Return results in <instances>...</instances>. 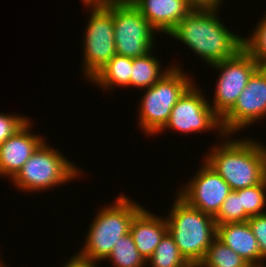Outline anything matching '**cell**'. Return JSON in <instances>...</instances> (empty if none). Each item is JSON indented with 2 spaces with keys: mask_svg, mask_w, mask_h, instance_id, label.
<instances>
[{
  "mask_svg": "<svg viewBox=\"0 0 266 267\" xmlns=\"http://www.w3.org/2000/svg\"><path fill=\"white\" fill-rule=\"evenodd\" d=\"M218 13L193 9L167 35L185 44L207 65L232 58L243 48V37L233 34Z\"/></svg>",
  "mask_w": 266,
  "mask_h": 267,
  "instance_id": "cell-1",
  "label": "cell"
},
{
  "mask_svg": "<svg viewBox=\"0 0 266 267\" xmlns=\"http://www.w3.org/2000/svg\"><path fill=\"white\" fill-rule=\"evenodd\" d=\"M218 137L222 143L213 145L204 161L232 191L255 186L266 178V146L263 143L246 137L232 140L228 134Z\"/></svg>",
  "mask_w": 266,
  "mask_h": 267,
  "instance_id": "cell-2",
  "label": "cell"
},
{
  "mask_svg": "<svg viewBox=\"0 0 266 267\" xmlns=\"http://www.w3.org/2000/svg\"><path fill=\"white\" fill-rule=\"evenodd\" d=\"M139 204L123 194L112 205L99 209L87 229L85 245L76 254L97 264L107 259L118 238L130 232L134 217L144 208Z\"/></svg>",
  "mask_w": 266,
  "mask_h": 267,
  "instance_id": "cell-3",
  "label": "cell"
},
{
  "mask_svg": "<svg viewBox=\"0 0 266 267\" xmlns=\"http://www.w3.org/2000/svg\"><path fill=\"white\" fill-rule=\"evenodd\" d=\"M166 217L168 232L173 237L180 253L197 267L204 259L208 247L217 235L213 216L190 206L178 194Z\"/></svg>",
  "mask_w": 266,
  "mask_h": 267,
  "instance_id": "cell-4",
  "label": "cell"
},
{
  "mask_svg": "<svg viewBox=\"0 0 266 267\" xmlns=\"http://www.w3.org/2000/svg\"><path fill=\"white\" fill-rule=\"evenodd\" d=\"M44 140L19 172L11 179L14 187L25 192L45 191L72 182L82 171L63 153Z\"/></svg>",
  "mask_w": 266,
  "mask_h": 267,
  "instance_id": "cell-5",
  "label": "cell"
},
{
  "mask_svg": "<svg viewBox=\"0 0 266 267\" xmlns=\"http://www.w3.org/2000/svg\"><path fill=\"white\" fill-rule=\"evenodd\" d=\"M176 63L159 81L144 89L139 105L138 126L148 135H157L170 118L182 94L195 83Z\"/></svg>",
  "mask_w": 266,
  "mask_h": 267,
  "instance_id": "cell-6",
  "label": "cell"
},
{
  "mask_svg": "<svg viewBox=\"0 0 266 267\" xmlns=\"http://www.w3.org/2000/svg\"><path fill=\"white\" fill-rule=\"evenodd\" d=\"M91 14L84 28V79L90 81L115 55L113 1H82ZM84 71V72H83Z\"/></svg>",
  "mask_w": 266,
  "mask_h": 267,
  "instance_id": "cell-7",
  "label": "cell"
},
{
  "mask_svg": "<svg viewBox=\"0 0 266 267\" xmlns=\"http://www.w3.org/2000/svg\"><path fill=\"white\" fill-rule=\"evenodd\" d=\"M113 21L116 54L136 58L154 48L158 32L130 1H113Z\"/></svg>",
  "mask_w": 266,
  "mask_h": 267,
  "instance_id": "cell-8",
  "label": "cell"
},
{
  "mask_svg": "<svg viewBox=\"0 0 266 267\" xmlns=\"http://www.w3.org/2000/svg\"><path fill=\"white\" fill-rule=\"evenodd\" d=\"M211 67L220 73L214 88V101L210 106L222 118L235 105L259 64L242 48L232 58L219 61Z\"/></svg>",
  "mask_w": 266,
  "mask_h": 267,
  "instance_id": "cell-9",
  "label": "cell"
},
{
  "mask_svg": "<svg viewBox=\"0 0 266 267\" xmlns=\"http://www.w3.org/2000/svg\"><path fill=\"white\" fill-rule=\"evenodd\" d=\"M201 89L192 84L178 99L171 110L170 118L159 134L168 129L180 133H201L208 130H218L224 136L221 118L210 106ZM220 130V131H219Z\"/></svg>",
  "mask_w": 266,
  "mask_h": 267,
  "instance_id": "cell-10",
  "label": "cell"
},
{
  "mask_svg": "<svg viewBox=\"0 0 266 267\" xmlns=\"http://www.w3.org/2000/svg\"><path fill=\"white\" fill-rule=\"evenodd\" d=\"M265 117L266 68L259 67L250 77L235 105L221 118V125L226 135L233 136Z\"/></svg>",
  "mask_w": 266,
  "mask_h": 267,
  "instance_id": "cell-11",
  "label": "cell"
},
{
  "mask_svg": "<svg viewBox=\"0 0 266 267\" xmlns=\"http://www.w3.org/2000/svg\"><path fill=\"white\" fill-rule=\"evenodd\" d=\"M200 165L188 184L179 188L178 195L190 206L214 217L232 190L205 161Z\"/></svg>",
  "mask_w": 266,
  "mask_h": 267,
  "instance_id": "cell-12",
  "label": "cell"
},
{
  "mask_svg": "<svg viewBox=\"0 0 266 267\" xmlns=\"http://www.w3.org/2000/svg\"><path fill=\"white\" fill-rule=\"evenodd\" d=\"M32 122L28 120L18 131L0 145V176L10 180L44 141L43 136L33 134Z\"/></svg>",
  "mask_w": 266,
  "mask_h": 267,
  "instance_id": "cell-13",
  "label": "cell"
},
{
  "mask_svg": "<svg viewBox=\"0 0 266 267\" xmlns=\"http://www.w3.org/2000/svg\"><path fill=\"white\" fill-rule=\"evenodd\" d=\"M159 33L167 35L193 8L188 0H129Z\"/></svg>",
  "mask_w": 266,
  "mask_h": 267,
  "instance_id": "cell-14",
  "label": "cell"
},
{
  "mask_svg": "<svg viewBox=\"0 0 266 267\" xmlns=\"http://www.w3.org/2000/svg\"><path fill=\"white\" fill-rule=\"evenodd\" d=\"M149 211L144 207L134 217L129 232L137 250L146 261L168 232L166 218L157 216Z\"/></svg>",
  "mask_w": 266,
  "mask_h": 267,
  "instance_id": "cell-15",
  "label": "cell"
},
{
  "mask_svg": "<svg viewBox=\"0 0 266 267\" xmlns=\"http://www.w3.org/2000/svg\"><path fill=\"white\" fill-rule=\"evenodd\" d=\"M216 237L248 263H264L258 241L248 221L217 225Z\"/></svg>",
  "mask_w": 266,
  "mask_h": 267,
  "instance_id": "cell-16",
  "label": "cell"
},
{
  "mask_svg": "<svg viewBox=\"0 0 266 267\" xmlns=\"http://www.w3.org/2000/svg\"><path fill=\"white\" fill-rule=\"evenodd\" d=\"M133 58L116 54L89 82L102 90L130 87Z\"/></svg>",
  "mask_w": 266,
  "mask_h": 267,
  "instance_id": "cell-17",
  "label": "cell"
},
{
  "mask_svg": "<svg viewBox=\"0 0 266 267\" xmlns=\"http://www.w3.org/2000/svg\"><path fill=\"white\" fill-rule=\"evenodd\" d=\"M151 50L144 56L133 58L132 71L130 75V88L146 89L159 81L169 70L173 64L162 68L159 59L152 54ZM172 65V66H171ZM162 70V71H161Z\"/></svg>",
  "mask_w": 266,
  "mask_h": 267,
  "instance_id": "cell-18",
  "label": "cell"
},
{
  "mask_svg": "<svg viewBox=\"0 0 266 267\" xmlns=\"http://www.w3.org/2000/svg\"><path fill=\"white\" fill-rule=\"evenodd\" d=\"M148 267H193L180 253L173 237L167 232L146 261Z\"/></svg>",
  "mask_w": 266,
  "mask_h": 267,
  "instance_id": "cell-19",
  "label": "cell"
},
{
  "mask_svg": "<svg viewBox=\"0 0 266 267\" xmlns=\"http://www.w3.org/2000/svg\"><path fill=\"white\" fill-rule=\"evenodd\" d=\"M113 267H146V260L136 248L130 233L118 238L107 257Z\"/></svg>",
  "mask_w": 266,
  "mask_h": 267,
  "instance_id": "cell-20",
  "label": "cell"
},
{
  "mask_svg": "<svg viewBox=\"0 0 266 267\" xmlns=\"http://www.w3.org/2000/svg\"><path fill=\"white\" fill-rule=\"evenodd\" d=\"M248 262L217 237L197 267H244Z\"/></svg>",
  "mask_w": 266,
  "mask_h": 267,
  "instance_id": "cell-21",
  "label": "cell"
},
{
  "mask_svg": "<svg viewBox=\"0 0 266 267\" xmlns=\"http://www.w3.org/2000/svg\"><path fill=\"white\" fill-rule=\"evenodd\" d=\"M235 191L241 197V209L249 217L266 213V178L260 184Z\"/></svg>",
  "mask_w": 266,
  "mask_h": 267,
  "instance_id": "cell-22",
  "label": "cell"
},
{
  "mask_svg": "<svg viewBox=\"0 0 266 267\" xmlns=\"http://www.w3.org/2000/svg\"><path fill=\"white\" fill-rule=\"evenodd\" d=\"M250 36H243V48L257 61L259 67L266 68V15L256 25Z\"/></svg>",
  "mask_w": 266,
  "mask_h": 267,
  "instance_id": "cell-23",
  "label": "cell"
},
{
  "mask_svg": "<svg viewBox=\"0 0 266 267\" xmlns=\"http://www.w3.org/2000/svg\"><path fill=\"white\" fill-rule=\"evenodd\" d=\"M250 217L241 209V197L232 191L222 203L218 213L214 216L216 226L228 223L247 222Z\"/></svg>",
  "mask_w": 266,
  "mask_h": 267,
  "instance_id": "cell-24",
  "label": "cell"
},
{
  "mask_svg": "<svg viewBox=\"0 0 266 267\" xmlns=\"http://www.w3.org/2000/svg\"><path fill=\"white\" fill-rule=\"evenodd\" d=\"M19 114L0 113V145L18 131L29 119Z\"/></svg>",
  "mask_w": 266,
  "mask_h": 267,
  "instance_id": "cell-25",
  "label": "cell"
},
{
  "mask_svg": "<svg viewBox=\"0 0 266 267\" xmlns=\"http://www.w3.org/2000/svg\"><path fill=\"white\" fill-rule=\"evenodd\" d=\"M248 223L258 241L262 259H266V213L250 217Z\"/></svg>",
  "mask_w": 266,
  "mask_h": 267,
  "instance_id": "cell-26",
  "label": "cell"
},
{
  "mask_svg": "<svg viewBox=\"0 0 266 267\" xmlns=\"http://www.w3.org/2000/svg\"><path fill=\"white\" fill-rule=\"evenodd\" d=\"M193 9L220 10L223 0H188Z\"/></svg>",
  "mask_w": 266,
  "mask_h": 267,
  "instance_id": "cell-27",
  "label": "cell"
},
{
  "mask_svg": "<svg viewBox=\"0 0 266 267\" xmlns=\"http://www.w3.org/2000/svg\"><path fill=\"white\" fill-rule=\"evenodd\" d=\"M69 259L70 260L66 261L65 264L62 265V267H97V263L85 260L75 253Z\"/></svg>",
  "mask_w": 266,
  "mask_h": 267,
  "instance_id": "cell-28",
  "label": "cell"
},
{
  "mask_svg": "<svg viewBox=\"0 0 266 267\" xmlns=\"http://www.w3.org/2000/svg\"><path fill=\"white\" fill-rule=\"evenodd\" d=\"M266 263H247L244 267H266Z\"/></svg>",
  "mask_w": 266,
  "mask_h": 267,
  "instance_id": "cell-29",
  "label": "cell"
},
{
  "mask_svg": "<svg viewBox=\"0 0 266 267\" xmlns=\"http://www.w3.org/2000/svg\"><path fill=\"white\" fill-rule=\"evenodd\" d=\"M4 260H2L1 258H0V267H7V266H5V262H3Z\"/></svg>",
  "mask_w": 266,
  "mask_h": 267,
  "instance_id": "cell-30",
  "label": "cell"
},
{
  "mask_svg": "<svg viewBox=\"0 0 266 267\" xmlns=\"http://www.w3.org/2000/svg\"><path fill=\"white\" fill-rule=\"evenodd\" d=\"M106 1H129V0H101V2H106Z\"/></svg>",
  "mask_w": 266,
  "mask_h": 267,
  "instance_id": "cell-31",
  "label": "cell"
},
{
  "mask_svg": "<svg viewBox=\"0 0 266 267\" xmlns=\"http://www.w3.org/2000/svg\"><path fill=\"white\" fill-rule=\"evenodd\" d=\"M81 1H97V2H101V0H81Z\"/></svg>",
  "mask_w": 266,
  "mask_h": 267,
  "instance_id": "cell-32",
  "label": "cell"
}]
</instances>
